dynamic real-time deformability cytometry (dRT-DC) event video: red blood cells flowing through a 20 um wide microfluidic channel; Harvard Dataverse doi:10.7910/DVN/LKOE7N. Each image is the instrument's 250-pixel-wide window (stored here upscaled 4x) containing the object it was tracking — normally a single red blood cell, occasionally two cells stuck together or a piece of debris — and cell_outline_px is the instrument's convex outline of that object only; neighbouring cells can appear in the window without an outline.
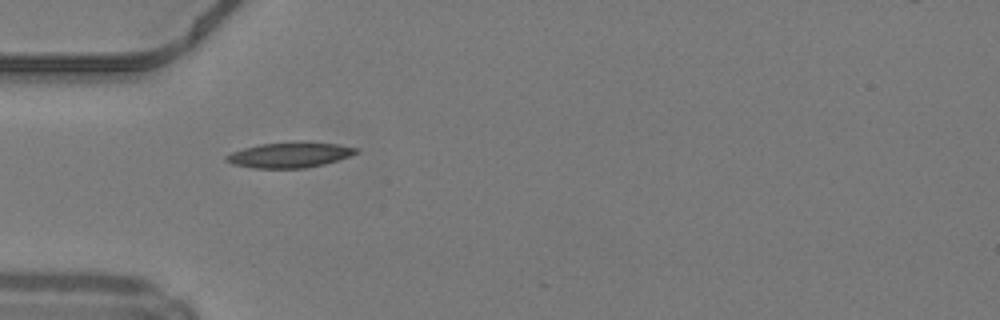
{"species": "common noctule bat (a hibernating species)", "species_latin": "Nyctalus noctula", "temperature_condition": "warm", "stored_images_in_passage": 29, "camera_frame_rate_fps": 3000, "um_per_image_px": 0.085, "animal": {"sex": "male", "body_mass_g": 19.2, "forearm_length_mm": 51.8}, "frame": {"image": 1, "passage_image": 1, "time_ms": 0.0, "image_size_px": [1000, 320], "cell_outline_px": [[360, 152], [324, 164], [304, 168], [252, 168], [232, 164], [224, 160], [224, 156], [232, 152], [244, 148], [260, 144], [300, 140], [308, 140], [336, 144], [360, 148]], "centroid_in_image_um": [24.63, 13.14], "position_along_channel_um": 60.4, "area_um2": 19.59}}
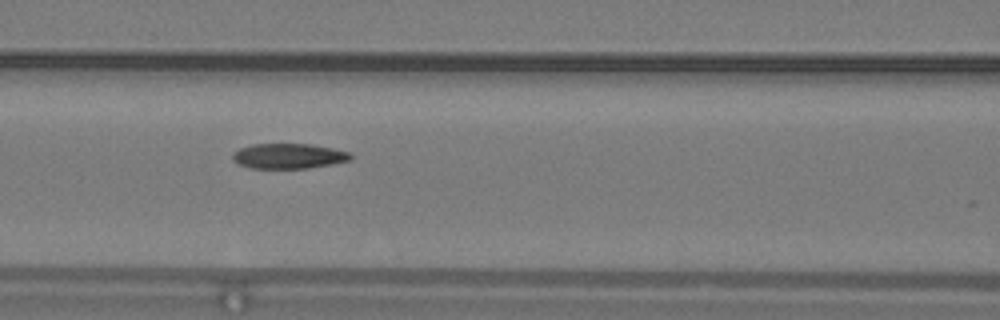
{"frame": {"image": 2, "passage_image": 7, "time_ms": 2.0, "image_size_px": [1000, 320], "cell_outline_px": [[352, 160], [332, 164], [308, 168], [252, 168], [236, 164], [232, 160], [232, 152], [240, 148], [252, 144], [312, 144], [332, 148], [348, 152], [352, 156]], "centroid_in_image_um": [24.5, 13.26], "position_along_channel_um": 142.1, "area_um2": 17.4}}
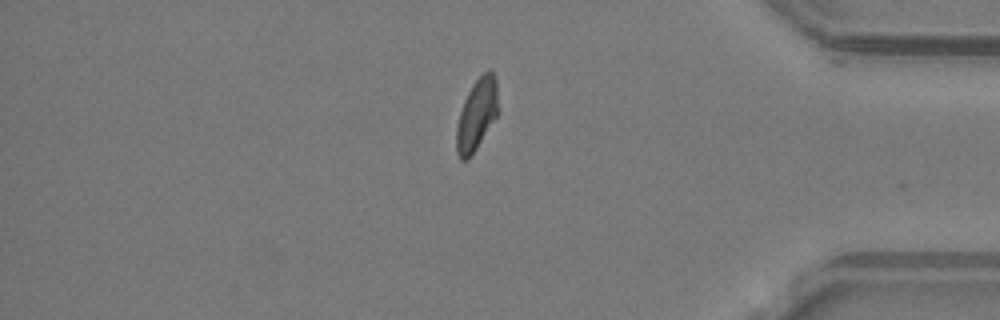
{"frame": {"image": 3, "passage_image": 27, "time_ms": 8.667, "image_size_px": [1000, 320], "cell_outline_px": [[500, 112], [468, 160], [460, 160], [456, 152], [456, 128], [460, 112], [464, 100], [472, 84], [488, 68], [492, 72], [496, 80]], "centroid_in_image_um": [40.54, 9.73], "position_along_channel_um": 394.7, "area_um2": 17.57}, "authors_computed_cell_mechanics": {"area_um2": 18.1492, "velocity_mm_per_s": 4.2145, "shape_relaxation_time_tau1_ms": 9.7207, "shape_relaxation_time_tau2_ms": 1.6584, "deformation_change_tau1": 0.252, "deformation_change_tau2": 0.0748}}